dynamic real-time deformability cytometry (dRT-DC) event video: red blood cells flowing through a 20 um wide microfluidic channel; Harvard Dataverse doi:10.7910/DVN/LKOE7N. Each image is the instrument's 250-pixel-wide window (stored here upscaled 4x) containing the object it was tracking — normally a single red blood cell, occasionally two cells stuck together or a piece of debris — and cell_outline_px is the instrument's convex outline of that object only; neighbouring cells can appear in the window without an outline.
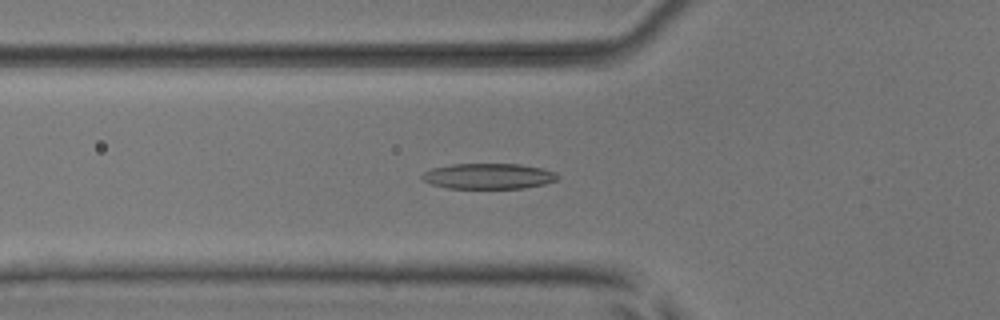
{"species": "common noctule bat (a hibernating species)", "species_latin": "Nyctalus noctula", "temperature_condition": "room temperature", "stored_images_in_passage": 53, "camera_frame_rate_fps": 3000, "um_per_image_px": 0.085, "animal": {"sex": "male", "body_mass_g": 17.9, "forearm_length_mm": 54.2}, "frame": {"image": 1, "passage_image": 19, "time_ms": 6.0, "image_size_px": [1000, 320], "cell_outline_px": [[560, 176], [556, 180], [544, 184], [524, 188], [448, 188], [432, 184], [424, 180], [420, 176], [424, 172], [432, 168], [452, 164], [520, 164], [540, 168], [552, 172]], "centroid_in_image_um": [41.5, 14.97], "position_along_channel_um": 84.3, "area_um2": 20.0}}
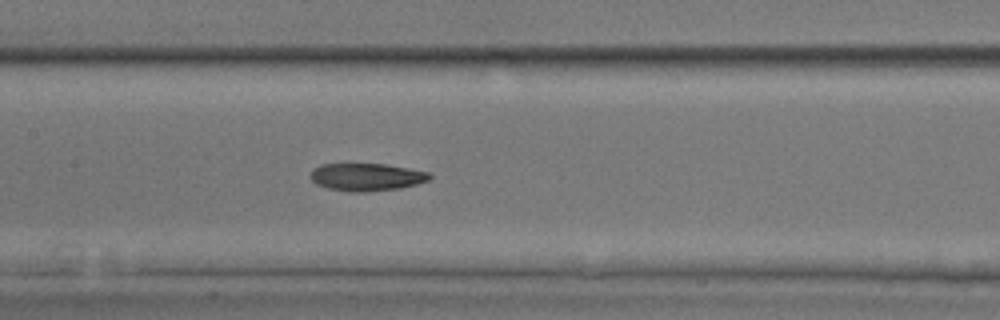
{"frame": {"image": 2, "passage_image": 26, "time_ms": 8.333, "image_size_px": [1000, 320], "cell_outline_px": [[432, 176], [428, 180], [416, 184], [400, 188], [364, 192], [352, 192], [328, 188], [316, 184], [308, 176], [312, 168], [320, 164], [388, 164], [428, 172]], "centroid_in_image_um": [31.11, 15.04], "position_along_channel_um": 176.3, "area_um2": 19.25}}
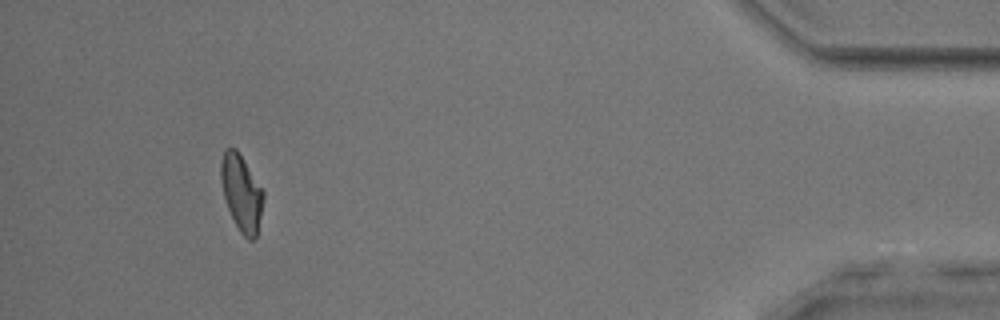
{"frame": {"image": 3, "passage_image": 49, "time_ms": 16.0, "image_size_px": [1000, 320], "cell_outline_px": [[264, 200], [256, 240], [248, 240], [240, 232], [228, 208], [224, 196], [220, 180], [220, 160], [224, 148], [236, 148], [264, 192]], "centroid_in_image_um": [20.52, 16.4], "position_along_channel_um": 414.7, "area_um2": 18.9}, "authors_computed_cell_mechanics": {"area_um2": 19.652, "velocity_mm_per_s": 3.9291, "shape_relaxation_time_tau1_ms": 4.4402, "shape_relaxation_time_tau2_ms": 4.2826, "deformation_change_tau1": 0.1516, "deformation_change_tau2": 0.1241}}